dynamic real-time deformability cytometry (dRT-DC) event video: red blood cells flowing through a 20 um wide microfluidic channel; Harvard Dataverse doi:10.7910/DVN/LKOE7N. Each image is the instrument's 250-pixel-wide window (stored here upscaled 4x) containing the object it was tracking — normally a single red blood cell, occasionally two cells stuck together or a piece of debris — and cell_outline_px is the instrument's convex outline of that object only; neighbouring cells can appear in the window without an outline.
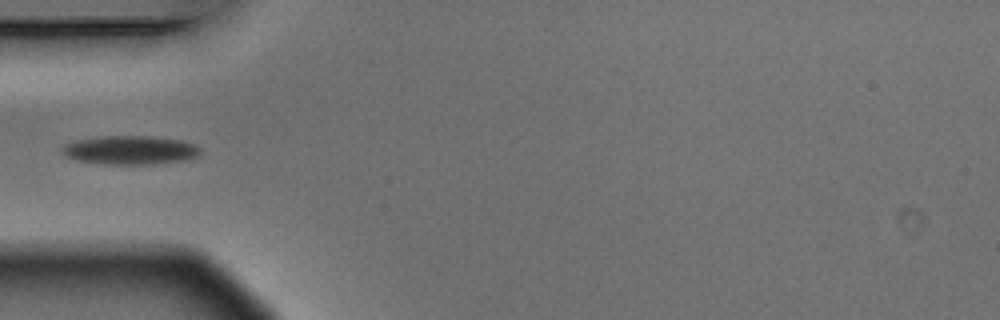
{"species": "Egyptian fruit bat (a non-hibernating species)", "species_latin": "Rousettus aegyptiacus", "temperature_condition": "warm", "stored_images_in_passage": 8, "camera_frame_rate_fps": 3000, "um_per_image_px": 0.085, "animal": {"sex": "male"}, "frame": {"image": 1, "passage_image": 3, "time_ms": 0.667, "image_size_px": [1000, 320], "cell_outline_px": [[200, 156], [188, 160], [152, 164], [100, 164], [76, 160], [64, 156], [60, 152], [60, 148], [64, 144], [76, 140], [104, 136], [148, 136], [180, 140], [196, 144], [200, 148]], "centroid_in_image_um": [11.05, 12.77], "position_along_channel_um": 73.9, "area_um2": 23.47}}
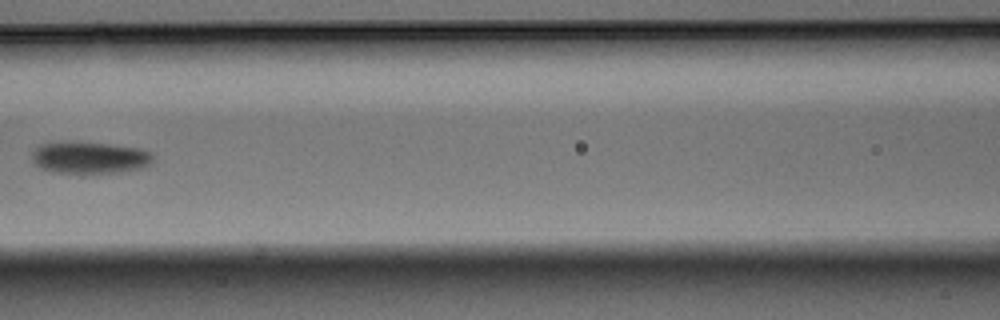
{"frame": {"image": 2, "passage_image": 5, "time_ms": 1.333, "image_size_px": [1000, 320], "cell_outline_px": [[152, 164], [144, 168], [120, 172], [52, 172], [40, 168], [32, 160], [32, 152], [40, 144], [108, 144], [140, 148], [152, 152]], "centroid_in_image_um": [7.69, 13.43], "position_along_channel_um": 158.9, "area_um2": 21.73}}
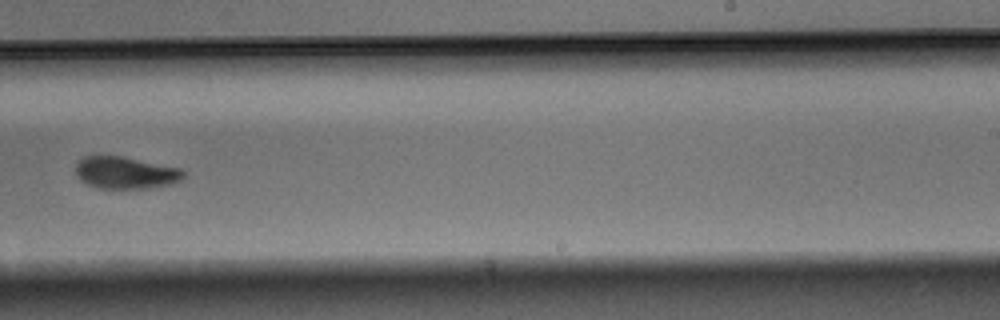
{"frame": {"image": 3, "passage_image": 8, "time_ms": 2.333, "image_size_px": [1000, 320], "cell_outline_px": [[184, 176], [180, 180], [172, 184], [148, 188], [100, 188], [88, 184], [80, 180], [76, 176], [76, 164], [84, 156], [124, 156], [180, 168], [184, 172]], "centroid_in_image_um": [10.67, 14.67], "position_along_channel_um": 278.3, "area_um2": 20.11}}